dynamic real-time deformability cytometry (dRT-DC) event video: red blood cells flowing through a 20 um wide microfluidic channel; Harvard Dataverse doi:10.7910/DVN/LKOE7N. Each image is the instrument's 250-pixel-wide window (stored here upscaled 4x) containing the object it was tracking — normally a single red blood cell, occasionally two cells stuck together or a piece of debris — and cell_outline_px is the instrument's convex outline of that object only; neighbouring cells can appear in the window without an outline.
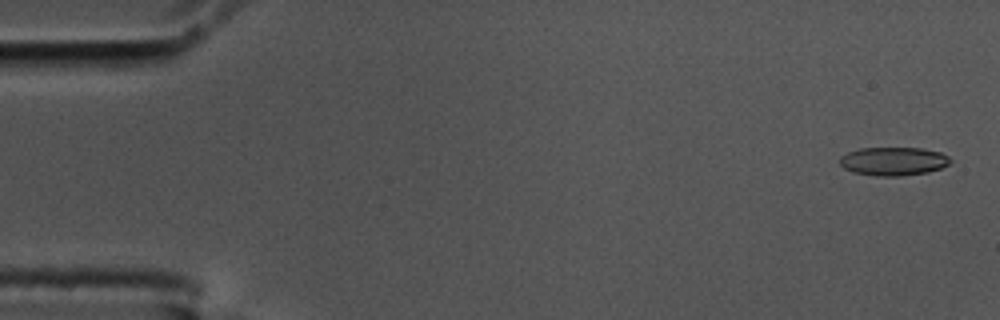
{"species": "common noctule bat (a hibernating species)", "species_latin": "Nyctalus noctula", "temperature_condition": "cold", "stored_images_in_passage": 56, "camera_frame_rate_fps": 3000, "um_per_image_px": 0.085, "animal": {"sex": "male", "body_mass_g": 17.5, "forearm_length_mm": 52.3}, "frame": {"image": 1, "passage_image": 2, "time_ms": 0.333, "image_size_px": [1000, 320], "cell_outline_px": [[952, 160], [948, 164], [940, 168], [928, 172], [900, 176], [876, 176], [852, 172], [844, 168], [840, 164], [840, 156], [848, 152], [860, 148], [920, 148], [940, 152], [948, 156]], "centroid_in_image_um": [75.92, 13.71], "position_along_channel_um": 9.1, "area_um2": 18.32}}
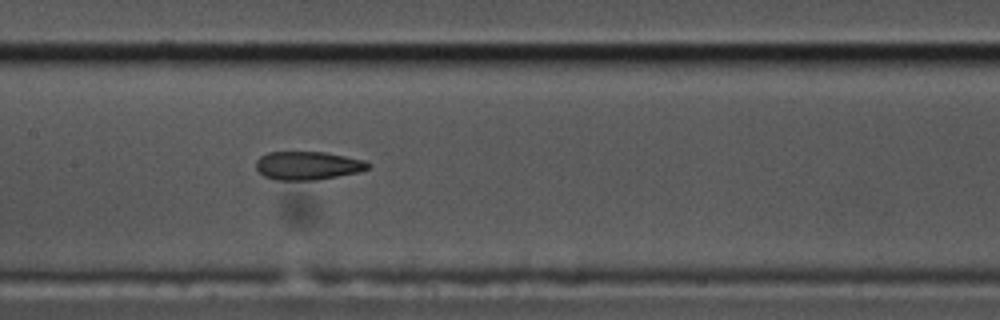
{"frame": {"image": 2, "passage_image": 27, "time_ms": 8.667, "image_size_px": [1000, 320], "cell_outline_px": [[372, 164], [368, 168], [360, 172], [316, 180], [276, 180], [264, 176], [256, 168], [256, 160], [260, 156], [268, 152], [324, 152], [364, 160]], "centroid_in_image_um": [26.16, 14.08], "position_along_channel_um": 181.2, "area_um2": 18.55}}
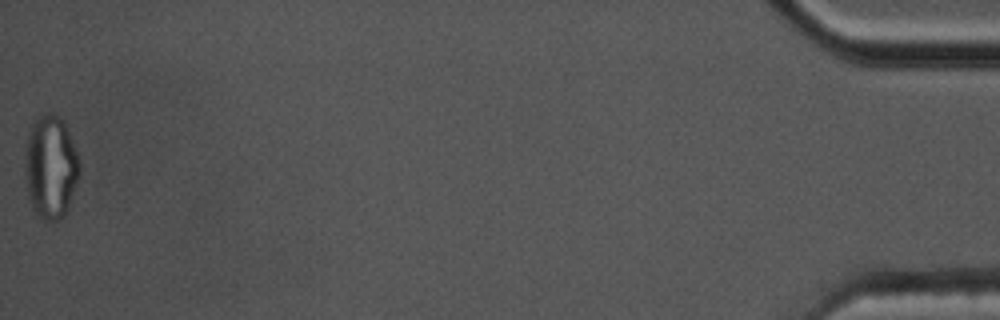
{"frame": {"image": 3, "passage_image": 56, "time_ms": 18.333, "image_size_px": [1000, 320], "cell_outline_px": [[80, 172], [68, 208], [56, 220], [44, 220], [32, 208], [28, 196], [24, 176], [24, 164], [28, 132], [32, 124], [40, 112], [52, 112], [60, 116], [64, 120], [68, 128], [80, 160]], "centroid_in_image_um": [4.3, 14.11], "position_along_channel_um": 430.9, "area_um2": 33.29}, "authors_computed_cell_mechanics": {"area_um2": 19.3052, "velocity_mm_per_s": 3.61, "shape_relaxation_time_tau1_ms": null, "shape_relaxation_time_tau2_ms": 2.2727, "deformation_change_tau1": null, "deformation_change_tau2": 0.0993}}